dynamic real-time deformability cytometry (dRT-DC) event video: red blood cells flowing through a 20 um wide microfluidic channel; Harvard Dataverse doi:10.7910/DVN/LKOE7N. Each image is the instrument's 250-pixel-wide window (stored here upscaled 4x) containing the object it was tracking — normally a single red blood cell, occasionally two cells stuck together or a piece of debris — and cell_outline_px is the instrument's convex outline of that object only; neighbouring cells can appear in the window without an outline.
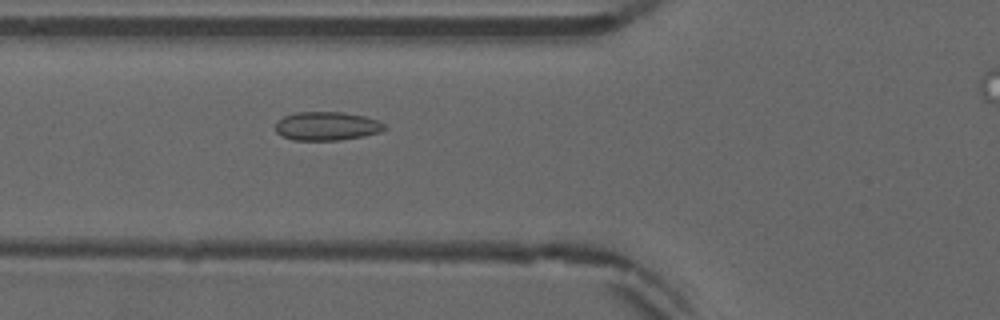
{"species": "common noctule bat (a hibernating species)", "species_latin": "Nyctalus noctula", "temperature_condition": "warm", "stored_images_in_passage": 50, "camera_frame_rate_fps": 3000, "um_per_image_px": 0.085, "animal": {"sex": "male", "forearm_length_mm": 52.5}, "frame": {"image": 1, "passage_image": 20, "time_ms": 6.333, "image_size_px": [1000, 320], "cell_outline_px": [[388, 128], [380, 132], [364, 136], [340, 140], [292, 140], [280, 136], [276, 132], [276, 124], [284, 116], [296, 112], [340, 112], [364, 116], [376, 120], [384, 124]], "centroid_in_image_um": [27.77, 10.73], "position_along_channel_um": 98.0, "area_um2": 18.21}}
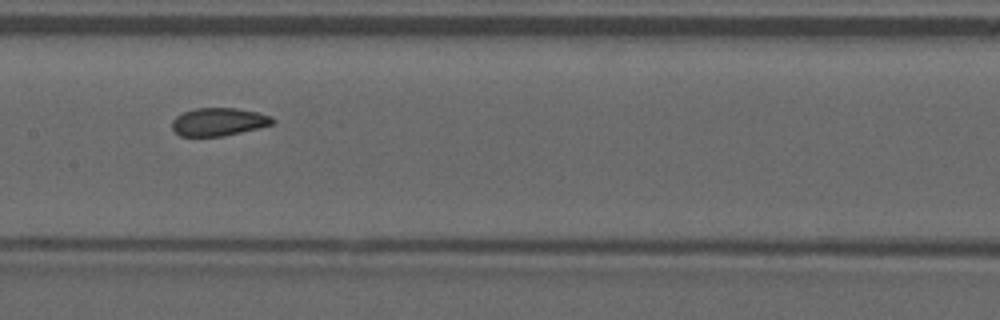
{"frame": {"image": 2, "passage_image": 27, "time_ms": 8.667, "image_size_px": [1000, 320], "cell_outline_px": [[276, 120], [272, 124], [224, 136], [180, 136], [172, 128], [172, 120], [176, 116], [184, 112], [196, 108], [236, 108], [256, 112], [272, 116]], "centroid_in_image_um": [18.57, 10.35], "position_along_channel_um": 188.8, "area_um2": 16.24}}
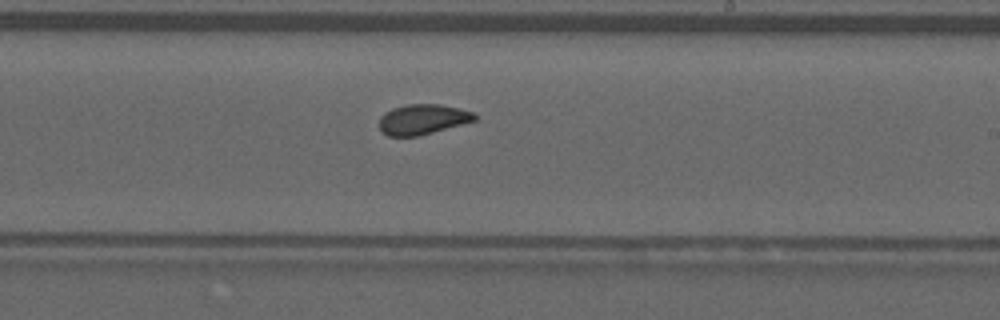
{"frame": {"image": 3, "passage_image": 32, "time_ms": 10.333, "image_size_px": [1000, 320], "cell_outline_px": [[476, 120], [432, 132], [416, 136], [388, 136], [380, 128], [380, 116], [384, 112], [392, 108], [408, 104], [440, 104], [472, 112], [476, 116]], "centroid_in_image_um": [35.89, 10.13], "position_along_channel_um": 253.1, "area_um2": 16.47}, "authors_computed_cell_mechanics": {"area_um2": 17.2244, "velocity_mm_per_s": 3.8788, "shape_relaxation_time_tau1_ms": null, "shape_relaxation_time_tau2_ms": 1.2313, "deformation_change_tau1": null, "deformation_change_tau2": 0.0511}}